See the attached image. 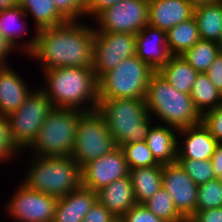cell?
I'll return each instance as SVG.
<instances>
[{
	"mask_svg": "<svg viewBox=\"0 0 222 222\" xmlns=\"http://www.w3.org/2000/svg\"><path fill=\"white\" fill-rule=\"evenodd\" d=\"M88 20L67 21L37 31L36 45L27 55L45 70L64 67H93L94 26Z\"/></svg>",
	"mask_w": 222,
	"mask_h": 222,
	"instance_id": "6da1fadb",
	"label": "cell"
},
{
	"mask_svg": "<svg viewBox=\"0 0 222 222\" xmlns=\"http://www.w3.org/2000/svg\"><path fill=\"white\" fill-rule=\"evenodd\" d=\"M41 75L43 80L38 87L46 94L52 107L74 108L82 112L97 110L98 79L92 68H55L42 71Z\"/></svg>",
	"mask_w": 222,
	"mask_h": 222,
	"instance_id": "7a4b0ae2",
	"label": "cell"
},
{
	"mask_svg": "<svg viewBox=\"0 0 222 222\" xmlns=\"http://www.w3.org/2000/svg\"><path fill=\"white\" fill-rule=\"evenodd\" d=\"M145 103L155 123L176 129L201 123V115L195 109L192 97L172 87L158 72L148 82Z\"/></svg>",
	"mask_w": 222,
	"mask_h": 222,
	"instance_id": "3957f363",
	"label": "cell"
},
{
	"mask_svg": "<svg viewBox=\"0 0 222 222\" xmlns=\"http://www.w3.org/2000/svg\"><path fill=\"white\" fill-rule=\"evenodd\" d=\"M28 157L21 182L29 189L61 198L82 186V168L70 156Z\"/></svg>",
	"mask_w": 222,
	"mask_h": 222,
	"instance_id": "277c9868",
	"label": "cell"
},
{
	"mask_svg": "<svg viewBox=\"0 0 222 222\" xmlns=\"http://www.w3.org/2000/svg\"><path fill=\"white\" fill-rule=\"evenodd\" d=\"M97 111L102 115L118 147L146 140L155 123L149 115L145 99L99 100Z\"/></svg>",
	"mask_w": 222,
	"mask_h": 222,
	"instance_id": "5b68a950",
	"label": "cell"
},
{
	"mask_svg": "<svg viewBox=\"0 0 222 222\" xmlns=\"http://www.w3.org/2000/svg\"><path fill=\"white\" fill-rule=\"evenodd\" d=\"M81 113L74 108L53 107L26 152L40 157L70 156Z\"/></svg>",
	"mask_w": 222,
	"mask_h": 222,
	"instance_id": "8992f818",
	"label": "cell"
},
{
	"mask_svg": "<svg viewBox=\"0 0 222 222\" xmlns=\"http://www.w3.org/2000/svg\"><path fill=\"white\" fill-rule=\"evenodd\" d=\"M154 70L137 56L128 57L98 79L99 100L145 99Z\"/></svg>",
	"mask_w": 222,
	"mask_h": 222,
	"instance_id": "52a82bcc",
	"label": "cell"
},
{
	"mask_svg": "<svg viewBox=\"0 0 222 222\" xmlns=\"http://www.w3.org/2000/svg\"><path fill=\"white\" fill-rule=\"evenodd\" d=\"M116 147L102 115L97 111L82 112L79 116L74 148L70 157L83 167Z\"/></svg>",
	"mask_w": 222,
	"mask_h": 222,
	"instance_id": "ba28073f",
	"label": "cell"
},
{
	"mask_svg": "<svg viewBox=\"0 0 222 222\" xmlns=\"http://www.w3.org/2000/svg\"><path fill=\"white\" fill-rule=\"evenodd\" d=\"M52 108L46 94L37 84L23 105L7 116L13 139L22 151H26L32 144Z\"/></svg>",
	"mask_w": 222,
	"mask_h": 222,
	"instance_id": "9c48e42d",
	"label": "cell"
},
{
	"mask_svg": "<svg viewBox=\"0 0 222 222\" xmlns=\"http://www.w3.org/2000/svg\"><path fill=\"white\" fill-rule=\"evenodd\" d=\"M11 193L3 211L12 222H52L57 197L31 190L21 181Z\"/></svg>",
	"mask_w": 222,
	"mask_h": 222,
	"instance_id": "30bf717a",
	"label": "cell"
},
{
	"mask_svg": "<svg viewBox=\"0 0 222 222\" xmlns=\"http://www.w3.org/2000/svg\"><path fill=\"white\" fill-rule=\"evenodd\" d=\"M148 11V0H121L92 21L94 31L137 34L148 25Z\"/></svg>",
	"mask_w": 222,
	"mask_h": 222,
	"instance_id": "8fae6325",
	"label": "cell"
},
{
	"mask_svg": "<svg viewBox=\"0 0 222 222\" xmlns=\"http://www.w3.org/2000/svg\"><path fill=\"white\" fill-rule=\"evenodd\" d=\"M133 56H136V34L95 32L92 69L97 79Z\"/></svg>",
	"mask_w": 222,
	"mask_h": 222,
	"instance_id": "7c38bea8",
	"label": "cell"
},
{
	"mask_svg": "<svg viewBox=\"0 0 222 222\" xmlns=\"http://www.w3.org/2000/svg\"><path fill=\"white\" fill-rule=\"evenodd\" d=\"M129 176V167L121 147L92 160L82 167V186L95 192L115 180Z\"/></svg>",
	"mask_w": 222,
	"mask_h": 222,
	"instance_id": "4fadbf2b",
	"label": "cell"
},
{
	"mask_svg": "<svg viewBox=\"0 0 222 222\" xmlns=\"http://www.w3.org/2000/svg\"><path fill=\"white\" fill-rule=\"evenodd\" d=\"M162 187L171 196L179 214L187 221L196 212L198 185L176 162L163 165Z\"/></svg>",
	"mask_w": 222,
	"mask_h": 222,
	"instance_id": "5bb4252c",
	"label": "cell"
},
{
	"mask_svg": "<svg viewBox=\"0 0 222 222\" xmlns=\"http://www.w3.org/2000/svg\"><path fill=\"white\" fill-rule=\"evenodd\" d=\"M136 56L158 72L173 56L166 31L146 25L136 34Z\"/></svg>",
	"mask_w": 222,
	"mask_h": 222,
	"instance_id": "9a60e30c",
	"label": "cell"
},
{
	"mask_svg": "<svg viewBox=\"0 0 222 222\" xmlns=\"http://www.w3.org/2000/svg\"><path fill=\"white\" fill-rule=\"evenodd\" d=\"M218 143L202 122L179 129L177 159L210 160Z\"/></svg>",
	"mask_w": 222,
	"mask_h": 222,
	"instance_id": "2e32d148",
	"label": "cell"
},
{
	"mask_svg": "<svg viewBox=\"0 0 222 222\" xmlns=\"http://www.w3.org/2000/svg\"><path fill=\"white\" fill-rule=\"evenodd\" d=\"M27 19V15L19 5L0 11V33L25 56L34 49L37 34V31H33L34 35L31 38L23 37L30 31Z\"/></svg>",
	"mask_w": 222,
	"mask_h": 222,
	"instance_id": "e0dca14e",
	"label": "cell"
},
{
	"mask_svg": "<svg viewBox=\"0 0 222 222\" xmlns=\"http://www.w3.org/2000/svg\"><path fill=\"white\" fill-rule=\"evenodd\" d=\"M148 25L168 31L194 16V6L189 0H148Z\"/></svg>",
	"mask_w": 222,
	"mask_h": 222,
	"instance_id": "ac0fdd59",
	"label": "cell"
},
{
	"mask_svg": "<svg viewBox=\"0 0 222 222\" xmlns=\"http://www.w3.org/2000/svg\"><path fill=\"white\" fill-rule=\"evenodd\" d=\"M17 71L11 65L0 66V115L8 116L16 111L35 89H29L30 83Z\"/></svg>",
	"mask_w": 222,
	"mask_h": 222,
	"instance_id": "d6986e66",
	"label": "cell"
},
{
	"mask_svg": "<svg viewBox=\"0 0 222 222\" xmlns=\"http://www.w3.org/2000/svg\"><path fill=\"white\" fill-rule=\"evenodd\" d=\"M97 201V192L81 186L58 198L52 222H83Z\"/></svg>",
	"mask_w": 222,
	"mask_h": 222,
	"instance_id": "ffe728a7",
	"label": "cell"
},
{
	"mask_svg": "<svg viewBox=\"0 0 222 222\" xmlns=\"http://www.w3.org/2000/svg\"><path fill=\"white\" fill-rule=\"evenodd\" d=\"M97 200L117 219L135 204L134 190L129 176L115 180L97 191Z\"/></svg>",
	"mask_w": 222,
	"mask_h": 222,
	"instance_id": "44dd1931",
	"label": "cell"
},
{
	"mask_svg": "<svg viewBox=\"0 0 222 222\" xmlns=\"http://www.w3.org/2000/svg\"><path fill=\"white\" fill-rule=\"evenodd\" d=\"M145 141L159 164L177 162L178 129L154 123L149 129Z\"/></svg>",
	"mask_w": 222,
	"mask_h": 222,
	"instance_id": "7402d4cb",
	"label": "cell"
},
{
	"mask_svg": "<svg viewBox=\"0 0 222 222\" xmlns=\"http://www.w3.org/2000/svg\"><path fill=\"white\" fill-rule=\"evenodd\" d=\"M163 165L129 169L137 204H144L162 187Z\"/></svg>",
	"mask_w": 222,
	"mask_h": 222,
	"instance_id": "603a6c76",
	"label": "cell"
},
{
	"mask_svg": "<svg viewBox=\"0 0 222 222\" xmlns=\"http://www.w3.org/2000/svg\"><path fill=\"white\" fill-rule=\"evenodd\" d=\"M18 5L29 19L32 18L34 31L67 22L56 9L53 0H18Z\"/></svg>",
	"mask_w": 222,
	"mask_h": 222,
	"instance_id": "cb8c5ba5",
	"label": "cell"
},
{
	"mask_svg": "<svg viewBox=\"0 0 222 222\" xmlns=\"http://www.w3.org/2000/svg\"><path fill=\"white\" fill-rule=\"evenodd\" d=\"M158 73L177 91L189 95L199 74L181 55H173Z\"/></svg>",
	"mask_w": 222,
	"mask_h": 222,
	"instance_id": "d4e9b609",
	"label": "cell"
},
{
	"mask_svg": "<svg viewBox=\"0 0 222 222\" xmlns=\"http://www.w3.org/2000/svg\"><path fill=\"white\" fill-rule=\"evenodd\" d=\"M201 40L218 42L222 37V1L194 9Z\"/></svg>",
	"mask_w": 222,
	"mask_h": 222,
	"instance_id": "484cf974",
	"label": "cell"
},
{
	"mask_svg": "<svg viewBox=\"0 0 222 222\" xmlns=\"http://www.w3.org/2000/svg\"><path fill=\"white\" fill-rule=\"evenodd\" d=\"M166 33L168 47L172 55H182L201 40L194 17L177 24Z\"/></svg>",
	"mask_w": 222,
	"mask_h": 222,
	"instance_id": "4316f807",
	"label": "cell"
},
{
	"mask_svg": "<svg viewBox=\"0 0 222 222\" xmlns=\"http://www.w3.org/2000/svg\"><path fill=\"white\" fill-rule=\"evenodd\" d=\"M190 96L192 97L195 109L201 116L222 103V94L212 84L205 73L197 75Z\"/></svg>",
	"mask_w": 222,
	"mask_h": 222,
	"instance_id": "83f0119b",
	"label": "cell"
},
{
	"mask_svg": "<svg viewBox=\"0 0 222 222\" xmlns=\"http://www.w3.org/2000/svg\"><path fill=\"white\" fill-rule=\"evenodd\" d=\"M219 54L216 42L199 40L192 48L186 50L181 57L198 73H205Z\"/></svg>",
	"mask_w": 222,
	"mask_h": 222,
	"instance_id": "f1b7e54d",
	"label": "cell"
},
{
	"mask_svg": "<svg viewBox=\"0 0 222 222\" xmlns=\"http://www.w3.org/2000/svg\"><path fill=\"white\" fill-rule=\"evenodd\" d=\"M144 205L166 222H187L175 208L169 193L161 187Z\"/></svg>",
	"mask_w": 222,
	"mask_h": 222,
	"instance_id": "f546056e",
	"label": "cell"
},
{
	"mask_svg": "<svg viewBox=\"0 0 222 222\" xmlns=\"http://www.w3.org/2000/svg\"><path fill=\"white\" fill-rule=\"evenodd\" d=\"M121 149L129 169L151 167L159 164L149 150L146 141L128 143L123 145Z\"/></svg>",
	"mask_w": 222,
	"mask_h": 222,
	"instance_id": "4dcf8cb0",
	"label": "cell"
},
{
	"mask_svg": "<svg viewBox=\"0 0 222 222\" xmlns=\"http://www.w3.org/2000/svg\"><path fill=\"white\" fill-rule=\"evenodd\" d=\"M222 207V183L219 178L198 185L196 210Z\"/></svg>",
	"mask_w": 222,
	"mask_h": 222,
	"instance_id": "1f68e13d",
	"label": "cell"
},
{
	"mask_svg": "<svg viewBox=\"0 0 222 222\" xmlns=\"http://www.w3.org/2000/svg\"><path fill=\"white\" fill-rule=\"evenodd\" d=\"M21 153L26 152L16 145L8 117L0 115V163L7 165L14 160L16 162Z\"/></svg>",
	"mask_w": 222,
	"mask_h": 222,
	"instance_id": "d6a6232c",
	"label": "cell"
},
{
	"mask_svg": "<svg viewBox=\"0 0 222 222\" xmlns=\"http://www.w3.org/2000/svg\"><path fill=\"white\" fill-rule=\"evenodd\" d=\"M177 162L197 185L216 179L211 160L177 159Z\"/></svg>",
	"mask_w": 222,
	"mask_h": 222,
	"instance_id": "836d02e7",
	"label": "cell"
},
{
	"mask_svg": "<svg viewBox=\"0 0 222 222\" xmlns=\"http://www.w3.org/2000/svg\"><path fill=\"white\" fill-rule=\"evenodd\" d=\"M58 12L67 21L84 20L85 0H53Z\"/></svg>",
	"mask_w": 222,
	"mask_h": 222,
	"instance_id": "e575fe53",
	"label": "cell"
},
{
	"mask_svg": "<svg viewBox=\"0 0 222 222\" xmlns=\"http://www.w3.org/2000/svg\"><path fill=\"white\" fill-rule=\"evenodd\" d=\"M202 124L219 143H222V103L201 117Z\"/></svg>",
	"mask_w": 222,
	"mask_h": 222,
	"instance_id": "d590c367",
	"label": "cell"
},
{
	"mask_svg": "<svg viewBox=\"0 0 222 222\" xmlns=\"http://www.w3.org/2000/svg\"><path fill=\"white\" fill-rule=\"evenodd\" d=\"M121 222H166L156 217L144 204H135L121 218Z\"/></svg>",
	"mask_w": 222,
	"mask_h": 222,
	"instance_id": "8d00e7d4",
	"label": "cell"
},
{
	"mask_svg": "<svg viewBox=\"0 0 222 222\" xmlns=\"http://www.w3.org/2000/svg\"><path fill=\"white\" fill-rule=\"evenodd\" d=\"M121 0H85L84 19L92 21L104 10L110 8ZM88 18V19H87Z\"/></svg>",
	"mask_w": 222,
	"mask_h": 222,
	"instance_id": "74e56055",
	"label": "cell"
},
{
	"mask_svg": "<svg viewBox=\"0 0 222 222\" xmlns=\"http://www.w3.org/2000/svg\"><path fill=\"white\" fill-rule=\"evenodd\" d=\"M115 218L98 200L84 217L83 222H114Z\"/></svg>",
	"mask_w": 222,
	"mask_h": 222,
	"instance_id": "f35d334b",
	"label": "cell"
},
{
	"mask_svg": "<svg viewBox=\"0 0 222 222\" xmlns=\"http://www.w3.org/2000/svg\"><path fill=\"white\" fill-rule=\"evenodd\" d=\"M187 222H222V207L196 210Z\"/></svg>",
	"mask_w": 222,
	"mask_h": 222,
	"instance_id": "ab89813d",
	"label": "cell"
},
{
	"mask_svg": "<svg viewBox=\"0 0 222 222\" xmlns=\"http://www.w3.org/2000/svg\"><path fill=\"white\" fill-rule=\"evenodd\" d=\"M205 74L208 76L212 84L222 94V54H219Z\"/></svg>",
	"mask_w": 222,
	"mask_h": 222,
	"instance_id": "60d3db41",
	"label": "cell"
},
{
	"mask_svg": "<svg viewBox=\"0 0 222 222\" xmlns=\"http://www.w3.org/2000/svg\"><path fill=\"white\" fill-rule=\"evenodd\" d=\"M18 51L9 43V41L0 33V66H9L7 61L11 54Z\"/></svg>",
	"mask_w": 222,
	"mask_h": 222,
	"instance_id": "b9f144b4",
	"label": "cell"
},
{
	"mask_svg": "<svg viewBox=\"0 0 222 222\" xmlns=\"http://www.w3.org/2000/svg\"><path fill=\"white\" fill-rule=\"evenodd\" d=\"M213 165V170L216 178L222 176V143H218L216 150L210 159Z\"/></svg>",
	"mask_w": 222,
	"mask_h": 222,
	"instance_id": "7bdbcfd3",
	"label": "cell"
},
{
	"mask_svg": "<svg viewBox=\"0 0 222 222\" xmlns=\"http://www.w3.org/2000/svg\"><path fill=\"white\" fill-rule=\"evenodd\" d=\"M189 1L193 4L194 8H197L203 5L219 3L222 0H189Z\"/></svg>",
	"mask_w": 222,
	"mask_h": 222,
	"instance_id": "ee69618b",
	"label": "cell"
},
{
	"mask_svg": "<svg viewBox=\"0 0 222 222\" xmlns=\"http://www.w3.org/2000/svg\"><path fill=\"white\" fill-rule=\"evenodd\" d=\"M18 5V0H0V11Z\"/></svg>",
	"mask_w": 222,
	"mask_h": 222,
	"instance_id": "f6af8a7d",
	"label": "cell"
},
{
	"mask_svg": "<svg viewBox=\"0 0 222 222\" xmlns=\"http://www.w3.org/2000/svg\"><path fill=\"white\" fill-rule=\"evenodd\" d=\"M217 46H218V49H219V53L222 54V37L217 42Z\"/></svg>",
	"mask_w": 222,
	"mask_h": 222,
	"instance_id": "bcb514c9",
	"label": "cell"
},
{
	"mask_svg": "<svg viewBox=\"0 0 222 222\" xmlns=\"http://www.w3.org/2000/svg\"><path fill=\"white\" fill-rule=\"evenodd\" d=\"M114 222H121L120 219H116Z\"/></svg>",
	"mask_w": 222,
	"mask_h": 222,
	"instance_id": "7dc6e473",
	"label": "cell"
}]
</instances>
